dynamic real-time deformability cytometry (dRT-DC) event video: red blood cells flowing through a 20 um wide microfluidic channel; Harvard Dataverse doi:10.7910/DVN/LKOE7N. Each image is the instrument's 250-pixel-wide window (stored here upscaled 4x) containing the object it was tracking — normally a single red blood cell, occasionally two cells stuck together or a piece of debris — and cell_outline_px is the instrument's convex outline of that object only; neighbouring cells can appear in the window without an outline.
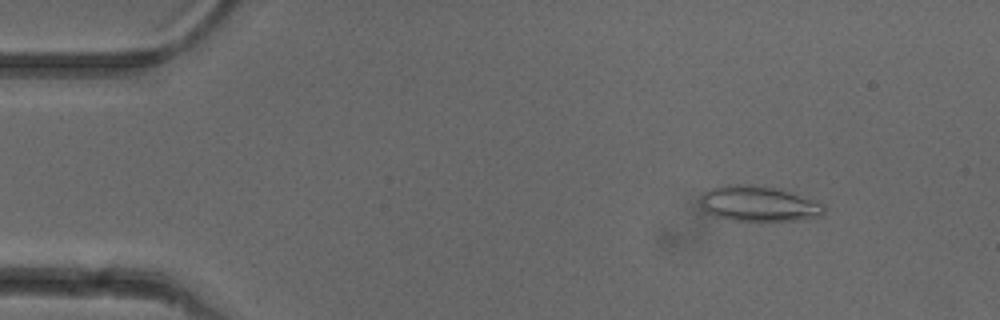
{"species": "common noctule bat (a hibernating species)", "species_latin": "Nyctalus noctula", "temperature_condition": "cold", "stored_images_in_passage": 50, "camera_frame_rate_fps": 3000, "um_per_image_px": 0.085, "animal": {"sex": "female"}, "frame": {"image": 1, "passage_image": 5, "time_ms": 1.333, "image_size_px": [1000, 320], "cell_outline_px": [[824, 212], [820, 216], [800, 220], [732, 220], [716, 216], [704, 212], [700, 204], [700, 196], [704, 192], [712, 188], [724, 184], [748, 184], [772, 188], [824, 204]], "centroid_in_image_um": [64.39, 17.32], "position_along_channel_um": 20.6, "area_um2": 25.03}}
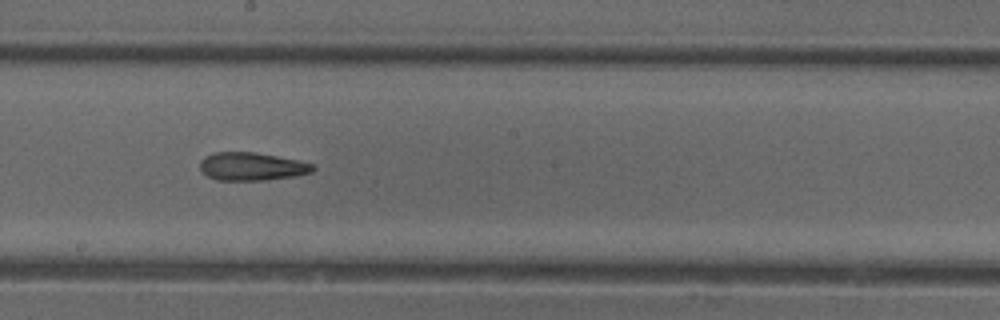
{"frame": {"image": 2, "passage_image": 27, "time_ms": 8.667, "image_size_px": [1000, 320], "cell_outline_px": [[316, 168], [312, 172], [296, 176], [264, 180], [216, 180], [208, 176], [200, 168], [200, 160], [204, 156], [212, 152], [256, 152], [300, 160], [316, 164]], "centroid_in_image_um": [21.44, 14.14], "position_along_channel_um": 226.8, "area_um2": 18.73}}
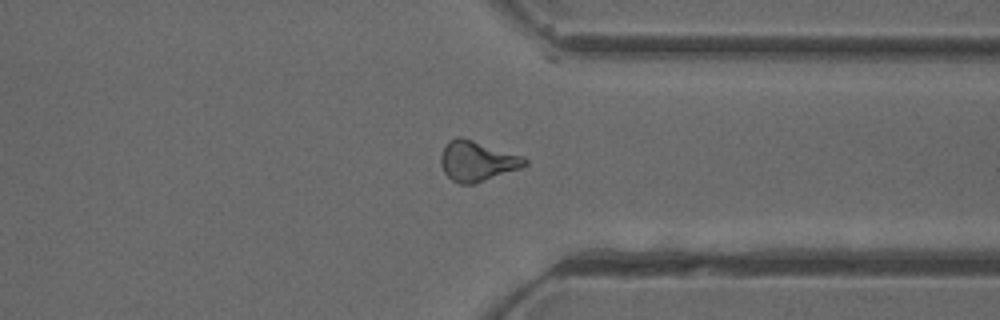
{"frame": {"image": 3, "passage_image": 38, "time_ms": 12.333, "image_size_px": [1000, 320], "cell_outline_px": [[528, 164], [520, 168], [472, 184], [460, 184], [452, 180], [444, 172], [440, 164], [440, 156], [448, 140], [456, 136], [460, 136], [524, 156], [528, 160]], "centroid_in_image_um": [40.54, 13.67], "position_along_channel_um": 370.9, "area_um2": 19.59}, "authors_computed_cell_mechanics": {"area_um2": 18.8717, "velocity_mm_per_s": 3.9872, "shape_relaxation_time_tau1_ms": null, "shape_relaxation_time_tau2_ms": 3.0863, "deformation_change_tau1": null, "deformation_change_tau2": 0.1295}}